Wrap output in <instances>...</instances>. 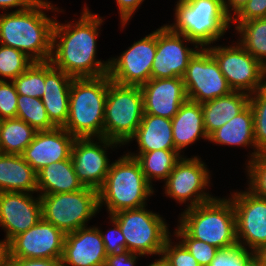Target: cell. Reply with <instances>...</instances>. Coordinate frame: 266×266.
I'll use <instances>...</instances> for the list:
<instances>
[{"label":"cell","mask_w":266,"mask_h":266,"mask_svg":"<svg viewBox=\"0 0 266 266\" xmlns=\"http://www.w3.org/2000/svg\"><path fill=\"white\" fill-rule=\"evenodd\" d=\"M78 21L61 24L55 21L53 28L52 65L73 78H96L108 74V61L96 58L101 16L83 7Z\"/></svg>","instance_id":"cell-1"},{"label":"cell","mask_w":266,"mask_h":266,"mask_svg":"<svg viewBox=\"0 0 266 266\" xmlns=\"http://www.w3.org/2000/svg\"><path fill=\"white\" fill-rule=\"evenodd\" d=\"M43 10L62 12L47 0H38L23 11L0 14V44L24 52L34 62L50 61L56 21Z\"/></svg>","instance_id":"cell-2"},{"label":"cell","mask_w":266,"mask_h":266,"mask_svg":"<svg viewBox=\"0 0 266 266\" xmlns=\"http://www.w3.org/2000/svg\"><path fill=\"white\" fill-rule=\"evenodd\" d=\"M108 74L96 78H73L69 114L63 128L75 138H102Z\"/></svg>","instance_id":"cell-3"},{"label":"cell","mask_w":266,"mask_h":266,"mask_svg":"<svg viewBox=\"0 0 266 266\" xmlns=\"http://www.w3.org/2000/svg\"><path fill=\"white\" fill-rule=\"evenodd\" d=\"M154 194L139 162L127 153L111 163L103 186L98 190L99 210L106 205L108 215L146 206Z\"/></svg>","instance_id":"cell-4"},{"label":"cell","mask_w":266,"mask_h":266,"mask_svg":"<svg viewBox=\"0 0 266 266\" xmlns=\"http://www.w3.org/2000/svg\"><path fill=\"white\" fill-rule=\"evenodd\" d=\"M179 225L194 239L218 249L238 245L236 215L231 199L214 198L195 207L185 208Z\"/></svg>","instance_id":"cell-5"},{"label":"cell","mask_w":266,"mask_h":266,"mask_svg":"<svg viewBox=\"0 0 266 266\" xmlns=\"http://www.w3.org/2000/svg\"><path fill=\"white\" fill-rule=\"evenodd\" d=\"M175 7V23L169 26L200 48L216 43L232 26L223 0H178Z\"/></svg>","instance_id":"cell-6"},{"label":"cell","mask_w":266,"mask_h":266,"mask_svg":"<svg viewBox=\"0 0 266 266\" xmlns=\"http://www.w3.org/2000/svg\"><path fill=\"white\" fill-rule=\"evenodd\" d=\"M144 114L140 86L111 81L105 102L103 137L126 145L135 134Z\"/></svg>","instance_id":"cell-7"},{"label":"cell","mask_w":266,"mask_h":266,"mask_svg":"<svg viewBox=\"0 0 266 266\" xmlns=\"http://www.w3.org/2000/svg\"><path fill=\"white\" fill-rule=\"evenodd\" d=\"M111 217L120 227L126 240V250L143 256L162 255L170 236L165 219L146 206L118 211Z\"/></svg>","instance_id":"cell-8"},{"label":"cell","mask_w":266,"mask_h":266,"mask_svg":"<svg viewBox=\"0 0 266 266\" xmlns=\"http://www.w3.org/2000/svg\"><path fill=\"white\" fill-rule=\"evenodd\" d=\"M39 196L42 218L65 234L87 227L86 223L99 213L98 190L94 188Z\"/></svg>","instance_id":"cell-9"},{"label":"cell","mask_w":266,"mask_h":266,"mask_svg":"<svg viewBox=\"0 0 266 266\" xmlns=\"http://www.w3.org/2000/svg\"><path fill=\"white\" fill-rule=\"evenodd\" d=\"M236 44V45H235ZM208 46L233 91L255 93L266 87V68L239 43Z\"/></svg>","instance_id":"cell-10"},{"label":"cell","mask_w":266,"mask_h":266,"mask_svg":"<svg viewBox=\"0 0 266 266\" xmlns=\"http://www.w3.org/2000/svg\"><path fill=\"white\" fill-rule=\"evenodd\" d=\"M206 166L198 156H182L164 182V193L180 204L190 200L187 208L213 200L215 197L206 192L210 186V172Z\"/></svg>","instance_id":"cell-11"},{"label":"cell","mask_w":266,"mask_h":266,"mask_svg":"<svg viewBox=\"0 0 266 266\" xmlns=\"http://www.w3.org/2000/svg\"><path fill=\"white\" fill-rule=\"evenodd\" d=\"M188 100L205 103L233 91L218 62L207 48H200L189 60L182 77Z\"/></svg>","instance_id":"cell-12"},{"label":"cell","mask_w":266,"mask_h":266,"mask_svg":"<svg viewBox=\"0 0 266 266\" xmlns=\"http://www.w3.org/2000/svg\"><path fill=\"white\" fill-rule=\"evenodd\" d=\"M236 215V238L239 246L256 252L266 244V199L248 188L229 197Z\"/></svg>","instance_id":"cell-13"},{"label":"cell","mask_w":266,"mask_h":266,"mask_svg":"<svg viewBox=\"0 0 266 266\" xmlns=\"http://www.w3.org/2000/svg\"><path fill=\"white\" fill-rule=\"evenodd\" d=\"M156 54V30L134 42L117 58L109 59L108 76L120 85L141 86L151 79Z\"/></svg>","instance_id":"cell-14"},{"label":"cell","mask_w":266,"mask_h":266,"mask_svg":"<svg viewBox=\"0 0 266 266\" xmlns=\"http://www.w3.org/2000/svg\"><path fill=\"white\" fill-rule=\"evenodd\" d=\"M184 42L193 44L195 50ZM199 49L195 42L164 24L156 29V54L151 68V78H182L189 60Z\"/></svg>","instance_id":"cell-15"},{"label":"cell","mask_w":266,"mask_h":266,"mask_svg":"<svg viewBox=\"0 0 266 266\" xmlns=\"http://www.w3.org/2000/svg\"><path fill=\"white\" fill-rule=\"evenodd\" d=\"M118 145L121 146L120 143L104 137L75 139L71 160L77 178L84 187L99 190L103 186L111 166L106 150L109 147L117 148Z\"/></svg>","instance_id":"cell-16"},{"label":"cell","mask_w":266,"mask_h":266,"mask_svg":"<svg viewBox=\"0 0 266 266\" xmlns=\"http://www.w3.org/2000/svg\"><path fill=\"white\" fill-rule=\"evenodd\" d=\"M66 234L43 218L8 243V257L22 259L61 258Z\"/></svg>","instance_id":"cell-17"},{"label":"cell","mask_w":266,"mask_h":266,"mask_svg":"<svg viewBox=\"0 0 266 266\" xmlns=\"http://www.w3.org/2000/svg\"><path fill=\"white\" fill-rule=\"evenodd\" d=\"M0 192V226L6 232L7 244L17 235L26 232L42 219L39 194Z\"/></svg>","instance_id":"cell-18"},{"label":"cell","mask_w":266,"mask_h":266,"mask_svg":"<svg viewBox=\"0 0 266 266\" xmlns=\"http://www.w3.org/2000/svg\"><path fill=\"white\" fill-rule=\"evenodd\" d=\"M75 139L63 127L37 131L34 139L21 155L38 173L51 163L69 159Z\"/></svg>","instance_id":"cell-19"},{"label":"cell","mask_w":266,"mask_h":266,"mask_svg":"<svg viewBox=\"0 0 266 266\" xmlns=\"http://www.w3.org/2000/svg\"><path fill=\"white\" fill-rule=\"evenodd\" d=\"M144 114L172 119L188 98L181 77L150 79L140 86Z\"/></svg>","instance_id":"cell-20"},{"label":"cell","mask_w":266,"mask_h":266,"mask_svg":"<svg viewBox=\"0 0 266 266\" xmlns=\"http://www.w3.org/2000/svg\"><path fill=\"white\" fill-rule=\"evenodd\" d=\"M107 254L100 228L83 227L65 236L64 266H105Z\"/></svg>","instance_id":"cell-21"},{"label":"cell","mask_w":266,"mask_h":266,"mask_svg":"<svg viewBox=\"0 0 266 266\" xmlns=\"http://www.w3.org/2000/svg\"><path fill=\"white\" fill-rule=\"evenodd\" d=\"M73 77L45 62V87L41 98L50 121L56 127L66 124L69 114V93Z\"/></svg>","instance_id":"cell-22"},{"label":"cell","mask_w":266,"mask_h":266,"mask_svg":"<svg viewBox=\"0 0 266 266\" xmlns=\"http://www.w3.org/2000/svg\"><path fill=\"white\" fill-rule=\"evenodd\" d=\"M171 121L175 149L180 154L199 138L209 140L204 128L201 104L187 100Z\"/></svg>","instance_id":"cell-23"},{"label":"cell","mask_w":266,"mask_h":266,"mask_svg":"<svg viewBox=\"0 0 266 266\" xmlns=\"http://www.w3.org/2000/svg\"><path fill=\"white\" fill-rule=\"evenodd\" d=\"M219 145H230L237 147H251L254 149L249 158L251 161L260 152L256 148L254 137V116L252 108L248 105L242 112L233 117L229 122L214 131L208 142Z\"/></svg>","instance_id":"cell-24"},{"label":"cell","mask_w":266,"mask_h":266,"mask_svg":"<svg viewBox=\"0 0 266 266\" xmlns=\"http://www.w3.org/2000/svg\"><path fill=\"white\" fill-rule=\"evenodd\" d=\"M0 192H37V173L22 155L0 153Z\"/></svg>","instance_id":"cell-25"},{"label":"cell","mask_w":266,"mask_h":266,"mask_svg":"<svg viewBox=\"0 0 266 266\" xmlns=\"http://www.w3.org/2000/svg\"><path fill=\"white\" fill-rule=\"evenodd\" d=\"M138 144V152L155 150H176L172 133L171 119L143 114L138 129L127 143L135 140Z\"/></svg>","instance_id":"cell-26"},{"label":"cell","mask_w":266,"mask_h":266,"mask_svg":"<svg viewBox=\"0 0 266 266\" xmlns=\"http://www.w3.org/2000/svg\"><path fill=\"white\" fill-rule=\"evenodd\" d=\"M250 95L231 91L229 94L201 104L204 128L208 137L249 105Z\"/></svg>","instance_id":"cell-27"},{"label":"cell","mask_w":266,"mask_h":266,"mask_svg":"<svg viewBox=\"0 0 266 266\" xmlns=\"http://www.w3.org/2000/svg\"><path fill=\"white\" fill-rule=\"evenodd\" d=\"M71 160L65 159L51 163L37 173V193L48 195L69 193L83 189Z\"/></svg>","instance_id":"cell-28"},{"label":"cell","mask_w":266,"mask_h":266,"mask_svg":"<svg viewBox=\"0 0 266 266\" xmlns=\"http://www.w3.org/2000/svg\"><path fill=\"white\" fill-rule=\"evenodd\" d=\"M127 154L139 162L146 180L151 185L153 179L165 181L183 156L177 150L163 149L149 152H128Z\"/></svg>","instance_id":"cell-29"},{"label":"cell","mask_w":266,"mask_h":266,"mask_svg":"<svg viewBox=\"0 0 266 266\" xmlns=\"http://www.w3.org/2000/svg\"><path fill=\"white\" fill-rule=\"evenodd\" d=\"M37 131L18 118L3 119L0 129V153L21 155Z\"/></svg>","instance_id":"cell-30"},{"label":"cell","mask_w":266,"mask_h":266,"mask_svg":"<svg viewBox=\"0 0 266 266\" xmlns=\"http://www.w3.org/2000/svg\"><path fill=\"white\" fill-rule=\"evenodd\" d=\"M238 43L266 68V18L252 19L236 28Z\"/></svg>","instance_id":"cell-31"},{"label":"cell","mask_w":266,"mask_h":266,"mask_svg":"<svg viewBox=\"0 0 266 266\" xmlns=\"http://www.w3.org/2000/svg\"><path fill=\"white\" fill-rule=\"evenodd\" d=\"M16 118L23 120L36 131H47L56 128L50 121L40 98L19 94L17 98Z\"/></svg>","instance_id":"cell-32"},{"label":"cell","mask_w":266,"mask_h":266,"mask_svg":"<svg viewBox=\"0 0 266 266\" xmlns=\"http://www.w3.org/2000/svg\"><path fill=\"white\" fill-rule=\"evenodd\" d=\"M18 94L42 98L45 87V62H33L22 74L12 80Z\"/></svg>","instance_id":"cell-33"},{"label":"cell","mask_w":266,"mask_h":266,"mask_svg":"<svg viewBox=\"0 0 266 266\" xmlns=\"http://www.w3.org/2000/svg\"><path fill=\"white\" fill-rule=\"evenodd\" d=\"M34 61L24 52L15 48L0 45V80H14L25 72ZM6 78V79H5Z\"/></svg>","instance_id":"cell-34"},{"label":"cell","mask_w":266,"mask_h":266,"mask_svg":"<svg viewBox=\"0 0 266 266\" xmlns=\"http://www.w3.org/2000/svg\"><path fill=\"white\" fill-rule=\"evenodd\" d=\"M249 105L254 116L256 148L260 153H266V87L250 94Z\"/></svg>","instance_id":"cell-35"},{"label":"cell","mask_w":266,"mask_h":266,"mask_svg":"<svg viewBox=\"0 0 266 266\" xmlns=\"http://www.w3.org/2000/svg\"><path fill=\"white\" fill-rule=\"evenodd\" d=\"M175 237L180 239V242L194 256L200 266H209L214 259L218 248L209 245L205 242L192 238L179 224L174 230Z\"/></svg>","instance_id":"cell-36"},{"label":"cell","mask_w":266,"mask_h":266,"mask_svg":"<svg viewBox=\"0 0 266 266\" xmlns=\"http://www.w3.org/2000/svg\"><path fill=\"white\" fill-rule=\"evenodd\" d=\"M248 189L256 196L266 199V153H259L247 161Z\"/></svg>","instance_id":"cell-37"},{"label":"cell","mask_w":266,"mask_h":266,"mask_svg":"<svg viewBox=\"0 0 266 266\" xmlns=\"http://www.w3.org/2000/svg\"><path fill=\"white\" fill-rule=\"evenodd\" d=\"M253 255V252L239 245L219 249L209 266H244Z\"/></svg>","instance_id":"cell-38"},{"label":"cell","mask_w":266,"mask_h":266,"mask_svg":"<svg viewBox=\"0 0 266 266\" xmlns=\"http://www.w3.org/2000/svg\"><path fill=\"white\" fill-rule=\"evenodd\" d=\"M171 236L170 234L167 238L162 251L163 257L168 261L170 266H200L194 256L180 241L178 243L172 242Z\"/></svg>","instance_id":"cell-39"},{"label":"cell","mask_w":266,"mask_h":266,"mask_svg":"<svg viewBox=\"0 0 266 266\" xmlns=\"http://www.w3.org/2000/svg\"><path fill=\"white\" fill-rule=\"evenodd\" d=\"M18 93L12 81L0 80V117L16 118Z\"/></svg>","instance_id":"cell-40"},{"label":"cell","mask_w":266,"mask_h":266,"mask_svg":"<svg viewBox=\"0 0 266 266\" xmlns=\"http://www.w3.org/2000/svg\"><path fill=\"white\" fill-rule=\"evenodd\" d=\"M266 18V0H249L242 9L231 18V24L236 23L235 28L252 19Z\"/></svg>","instance_id":"cell-41"},{"label":"cell","mask_w":266,"mask_h":266,"mask_svg":"<svg viewBox=\"0 0 266 266\" xmlns=\"http://www.w3.org/2000/svg\"><path fill=\"white\" fill-rule=\"evenodd\" d=\"M109 219L114 228L107 230V233L100 229L107 256L126 250V240L119 225L111 217Z\"/></svg>","instance_id":"cell-42"},{"label":"cell","mask_w":266,"mask_h":266,"mask_svg":"<svg viewBox=\"0 0 266 266\" xmlns=\"http://www.w3.org/2000/svg\"><path fill=\"white\" fill-rule=\"evenodd\" d=\"M138 256L142 255L133 254L128 250L111 254L107 256L105 266H136Z\"/></svg>","instance_id":"cell-43"},{"label":"cell","mask_w":266,"mask_h":266,"mask_svg":"<svg viewBox=\"0 0 266 266\" xmlns=\"http://www.w3.org/2000/svg\"><path fill=\"white\" fill-rule=\"evenodd\" d=\"M143 1L144 0H116L122 28L126 27L125 25L128 23L130 18L133 17L132 15L136 12Z\"/></svg>","instance_id":"cell-44"},{"label":"cell","mask_w":266,"mask_h":266,"mask_svg":"<svg viewBox=\"0 0 266 266\" xmlns=\"http://www.w3.org/2000/svg\"><path fill=\"white\" fill-rule=\"evenodd\" d=\"M7 266H64L61 258L22 259L8 257Z\"/></svg>","instance_id":"cell-45"},{"label":"cell","mask_w":266,"mask_h":266,"mask_svg":"<svg viewBox=\"0 0 266 266\" xmlns=\"http://www.w3.org/2000/svg\"><path fill=\"white\" fill-rule=\"evenodd\" d=\"M38 0H0V9L6 10L14 7H19L15 9L16 11H23L30 8Z\"/></svg>","instance_id":"cell-46"},{"label":"cell","mask_w":266,"mask_h":266,"mask_svg":"<svg viewBox=\"0 0 266 266\" xmlns=\"http://www.w3.org/2000/svg\"><path fill=\"white\" fill-rule=\"evenodd\" d=\"M224 1V10L226 14L232 18L235 16L242 7L249 1V0H223ZM233 11V14L231 13Z\"/></svg>","instance_id":"cell-47"},{"label":"cell","mask_w":266,"mask_h":266,"mask_svg":"<svg viewBox=\"0 0 266 266\" xmlns=\"http://www.w3.org/2000/svg\"><path fill=\"white\" fill-rule=\"evenodd\" d=\"M8 256V244L0 240V266H7Z\"/></svg>","instance_id":"cell-48"},{"label":"cell","mask_w":266,"mask_h":266,"mask_svg":"<svg viewBox=\"0 0 266 266\" xmlns=\"http://www.w3.org/2000/svg\"><path fill=\"white\" fill-rule=\"evenodd\" d=\"M254 256L261 262L262 266H266V244L254 252Z\"/></svg>","instance_id":"cell-49"},{"label":"cell","mask_w":266,"mask_h":266,"mask_svg":"<svg viewBox=\"0 0 266 266\" xmlns=\"http://www.w3.org/2000/svg\"><path fill=\"white\" fill-rule=\"evenodd\" d=\"M161 258L159 259H155L154 262H152L151 264L147 265V266H170V264L168 263V261L163 257V255L159 256Z\"/></svg>","instance_id":"cell-50"},{"label":"cell","mask_w":266,"mask_h":266,"mask_svg":"<svg viewBox=\"0 0 266 266\" xmlns=\"http://www.w3.org/2000/svg\"><path fill=\"white\" fill-rule=\"evenodd\" d=\"M244 266H262L261 262L253 255Z\"/></svg>","instance_id":"cell-51"},{"label":"cell","mask_w":266,"mask_h":266,"mask_svg":"<svg viewBox=\"0 0 266 266\" xmlns=\"http://www.w3.org/2000/svg\"><path fill=\"white\" fill-rule=\"evenodd\" d=\"M2 121H3V119L0 117V129H1Z\"/></svg>","instance_id":"cell-52"}]
</instances>
